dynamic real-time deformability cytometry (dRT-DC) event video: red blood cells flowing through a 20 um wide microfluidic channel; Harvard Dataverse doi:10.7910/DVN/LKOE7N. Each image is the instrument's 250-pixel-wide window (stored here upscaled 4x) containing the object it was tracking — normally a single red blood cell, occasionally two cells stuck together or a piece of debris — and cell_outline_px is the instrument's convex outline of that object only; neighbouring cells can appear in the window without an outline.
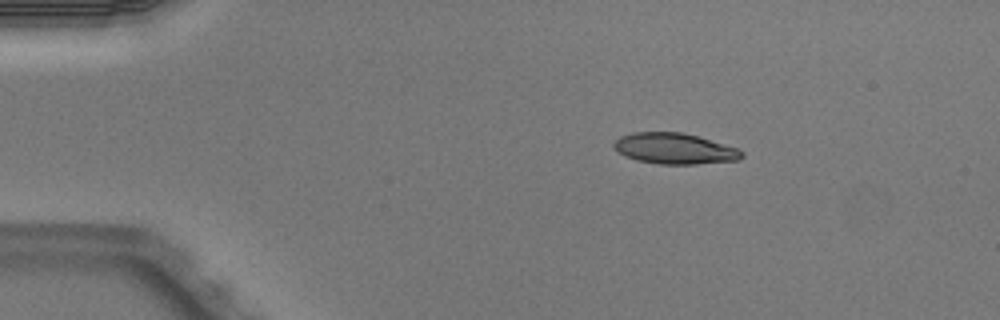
{"species": "Egyptian fruit bat (a non-hibernating species)", "species_latin": "Rousettus aegyptiacus", "temperature_condition": "warm", "stored_images_in_passage": 2, "camera_frame_rate_fps": 3000, "um_per_image_px": 0.085, "animal": {"sex": "male"}, "frame": {"image": 1, "passage_image": 1, "time_ms": 0.0, "image_size_px": [1000, 320], "cell_outline_px": [[744, 156], [740, 160], [696, 164], [656, 164], [636, 160], [624, 156], [612, 144], [620, 136], [632, 132], [680, 132], [696, 136], [736, 148], [744, 152]], "centroid_in_image_um": [57.32, 12.64], "position_along_channel_um": 27.7, "area_um2": 22.89}}